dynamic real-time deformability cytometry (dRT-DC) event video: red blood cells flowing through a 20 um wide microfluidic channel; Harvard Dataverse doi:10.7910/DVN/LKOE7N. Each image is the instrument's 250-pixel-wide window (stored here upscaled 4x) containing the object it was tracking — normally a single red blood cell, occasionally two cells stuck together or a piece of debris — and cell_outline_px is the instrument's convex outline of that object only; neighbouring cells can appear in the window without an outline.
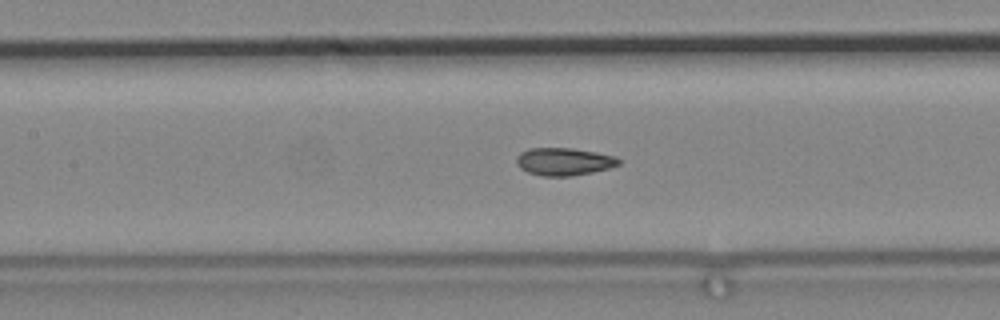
{"species": "common noctule bat (a hibernating species)", "species_latin": "Nyctalus noctula", "temperature_condition": "cold", "stored_images_in_passage": 79, "camera_frame_rate_fps": 3000, "um_per_image_px": 0.085, "animal": {"sex": "male", "body_mass_g": 19.2, "forearm_length_mm": 51.8}, "frame": {"image": 1, "passage_image": 42, "time_ms": 13.667, "image_size_px": [1000, 320], "cell_outline_px": [[620, 164], [608, 168], [592, 172], [572, 176], [544, 176], [528, 172], [520, 168], [516, 164], [516, 156], [520, 152], [528, 148], [572, 148], [596, 152], [616, 156], [620, 160]], "centroid_in_image_um": [47.91, 13.73], "position_along_channel_um": 159.5, "area_um2": 16.53}}
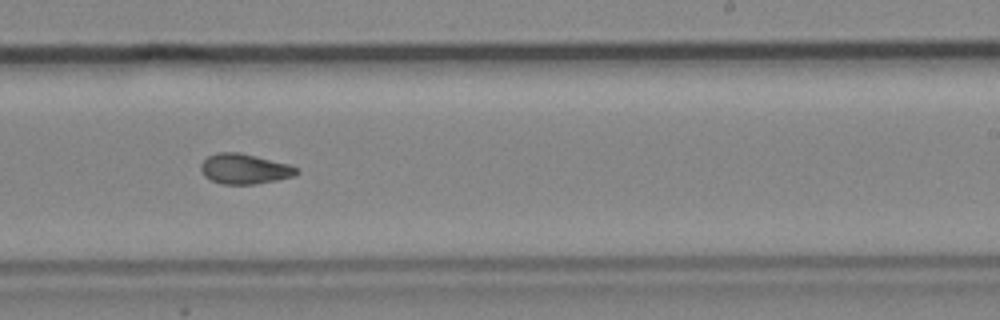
{"frame": {"image": 2, "passage_image": 53, "time_ms": 17.333, "image_size_px": [1000, 320], "cell_outline_px": [[300, 172], [292, 176], [276, 180], [252, 184], [220, 184], [204, 176], [200, 172], [200, 164], [208, 156], [216, 152], [240, 152], [288, 164], [300, 168]], "centroid_in_image_um": [20.76, 14.35], "position_along_channel_um": 268.2, "area_um2": 16.88}}
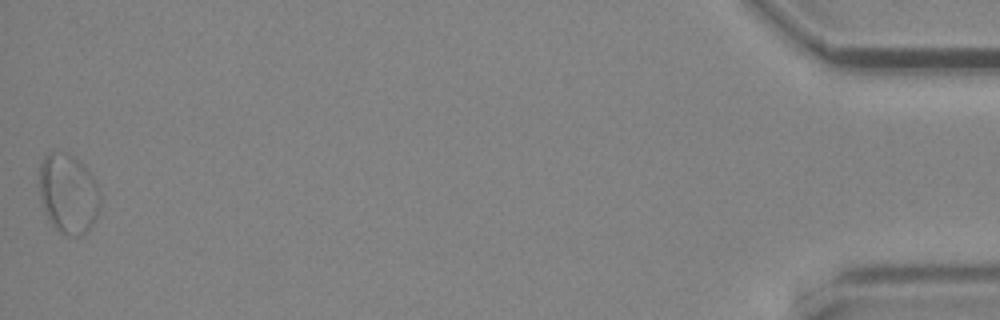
{"frame": {"image": 3, "passage_image": 79, "time_ms": 26.0, "image_size_px": [1000, 320], "cell_outline_px": [[100, 200], [92, 224], [88, 232], [84, 236], [64, 236], [56, 232], [48, 220], [44, 212], [40, 200], [36, 184], [40, 164], [44, 156], [48, 152], [56, 148], [68, 152], [92, 176], [96, 184], [100, 196]], "centroid_in_image_um": [5.71, 16.47], "position_along_channel_um": 429.5, "area_um2": 29.13}}